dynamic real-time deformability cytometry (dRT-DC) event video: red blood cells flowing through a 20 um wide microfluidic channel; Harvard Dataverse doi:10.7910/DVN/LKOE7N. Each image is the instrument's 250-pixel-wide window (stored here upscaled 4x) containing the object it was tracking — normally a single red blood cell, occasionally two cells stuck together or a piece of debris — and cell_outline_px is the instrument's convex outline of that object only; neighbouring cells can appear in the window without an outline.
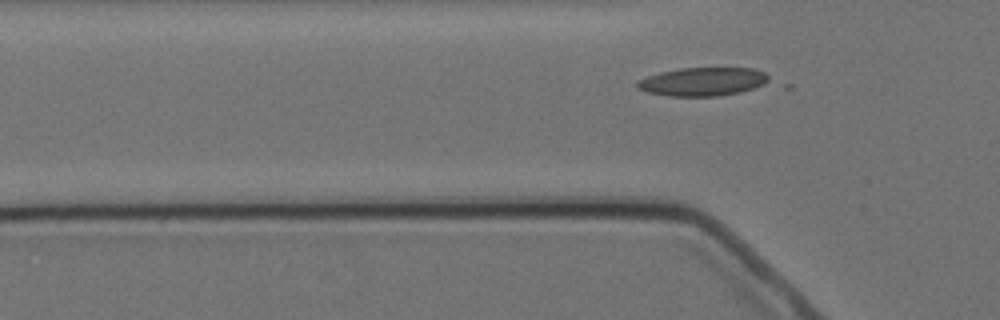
{"species": "Egyptian fruit bat (a non-hibernating species)", "species_latin": "Rousettus aegyptiacus", "temperature_condition": "cold", "stored_images_in_passage": 4, "segment_of_instrument_passage": [2, 2], "camera_frame_rate_fps": 3000, "um_per_image_px": 0.085, "animal": {"sex": "female"}, "frame": {"image": 1, "passage_image": 4, "time_ms": 3.333, "image_size_px": [1000, 320], "cell_outline_px": [[768, 80], [764, 84], [740, 92], [720, 96], [668, 96], [648, 92], [636, 88], [636, 84], [640, 80], [648, 76], [660, 72], [680, 68], [752, 68], [764, 72], [768, 76]], "centroid_in_image_um": [59.72, 6.94], "position_along_channel_um": 66.1, "area_um2": 21.68}}